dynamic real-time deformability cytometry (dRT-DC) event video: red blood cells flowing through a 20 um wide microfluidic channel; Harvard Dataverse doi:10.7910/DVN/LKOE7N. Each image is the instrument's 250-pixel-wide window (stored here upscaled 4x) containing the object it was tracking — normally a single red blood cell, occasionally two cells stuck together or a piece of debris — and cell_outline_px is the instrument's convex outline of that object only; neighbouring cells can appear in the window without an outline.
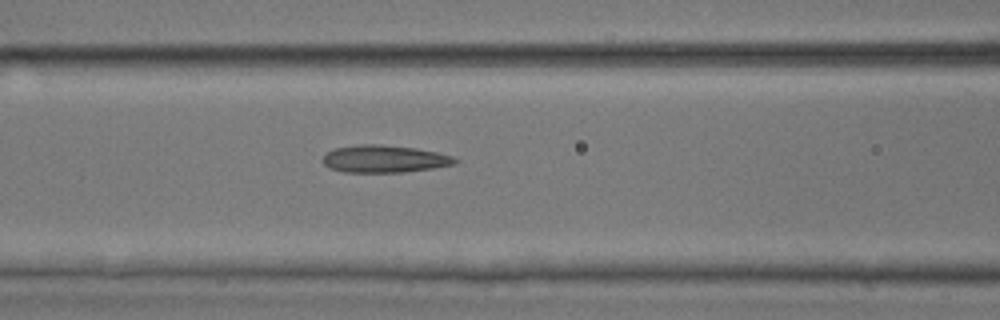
{"species": "common noctule bat (a hibernating species)", "species_latin": "Nyctalus noctula", "temperature_condition": "room temperature", "stored_images_in_passage": 22, "camera_frame_rate_fps": 3000, "um_per_image_px": 0.085, "animal": {"sex": "male", "body_mass_g": 17.9, "forearm_length_mm": 54.2}, "frame": {"image": 1, "passage_image": 9, "time_ms": 2.667, "image_size_px": [1000, 320], "cell_outline_px": [[460, 160], [456, 164], [432, 168], [404, 172], [344, 172], [332, 168], [324, 164], [320, 160], [324, 152], [336, 148], [360, 144], [380, 144], [416, 148], [436, 152], [452, 156]], "centroid_in_image_um": [32.65, 13.5], "position_along_channel_um": 133.9, "area_um2": 21.21}}
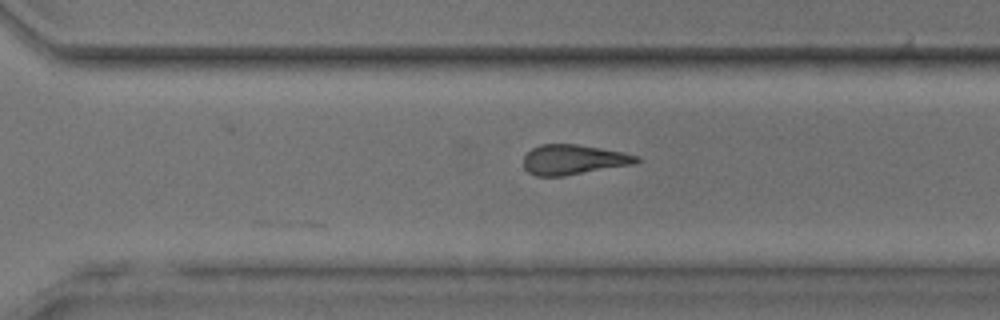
{"frame": {"image": 2, "passage_image": 22, "time_ms": 7.0, "image_size_px": [1000, 320], "cell_outline_px": [[640, 160], [636, 164], [564, 176], [536, 176], [528, 172], [524, 168], [524, 156], [532, 148], [540, 144], [576, 144], [600, 148], [640, 156]], "centroid_in_image_um": [48.74, 13.57], "position_along_channel_um": 321.9, "area_um2": 19.77}}